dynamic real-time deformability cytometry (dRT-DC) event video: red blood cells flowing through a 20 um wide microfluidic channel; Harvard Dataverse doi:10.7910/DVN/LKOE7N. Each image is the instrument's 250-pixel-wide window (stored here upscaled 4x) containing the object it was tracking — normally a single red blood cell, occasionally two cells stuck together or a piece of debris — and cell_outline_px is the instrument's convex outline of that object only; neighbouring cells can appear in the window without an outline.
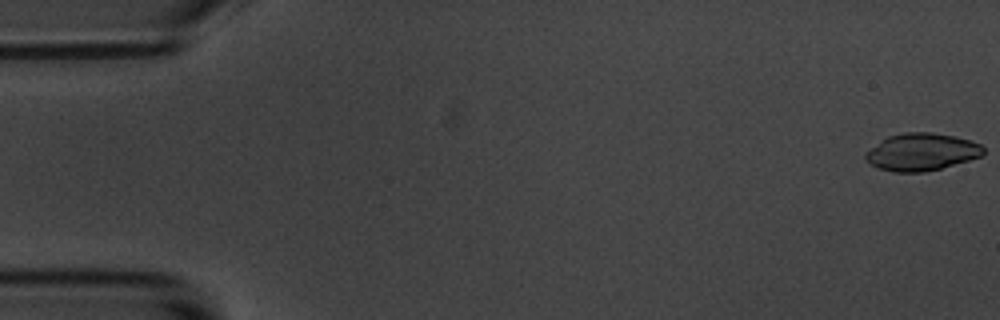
{"species": "common noctule bat (a hibernating species)", "species_latin": "Nyctalus noctula", "temperature_condition": "room temperature", "stored_images_in_passage": 9, "camera_frame_rate_fps": 3000, "um_per_image_px": 0.085, "animal": {"sex": "male", "body_mass_g": 20.1, "forearm_length_mm": 53.5}, "frame": {"image": 1, "passage_image": 1, "time_ms": 0.0, "image_size_px": [1000, 320], "cell_outline_px": [[984, 152], [980, 156], [968, 160], [940, 168], [924, 172], [892, 172], [880, 168], [864, 160], [864, 156], [880, 140], [888, 136], [904, 132], [932, 132], [952, 136], [968, 140], [980, 144], [984, 148]], "centroid_in_image_um": [78.31, 12.91], "position_along_channel_um": 6.7, "area_um2": 25.32}}
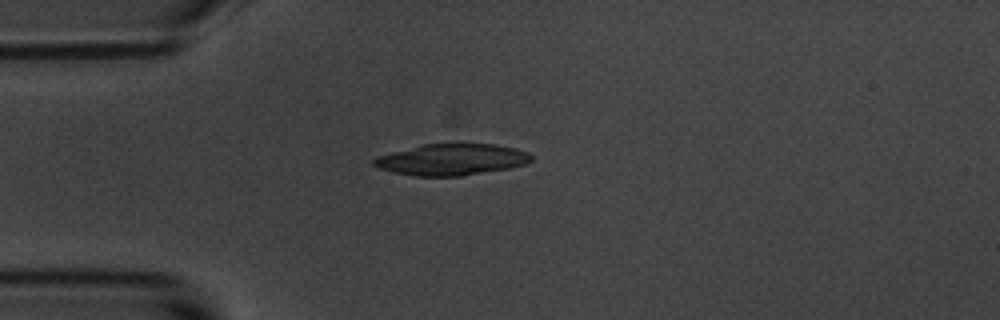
{"frame": {"image": 2, "passage_image": 4, "time_ms": 4.667, "image_size_px": [1000, 320], "cell_outline_px": [[532, 160], [524, 164], [508, 168], [464, 176], [416, 176], [392, 172], [380, 168], [372, 164], [372, 160], [376, 156], [424, 144], [456, 140], [460, 140], [496, 144], [516, 148], [528, 152], [532, 156]], "centroid_in_image_um": [38.41, 13.51], "position_along_channel_um": 46.6, "area_um2": 29.82}}